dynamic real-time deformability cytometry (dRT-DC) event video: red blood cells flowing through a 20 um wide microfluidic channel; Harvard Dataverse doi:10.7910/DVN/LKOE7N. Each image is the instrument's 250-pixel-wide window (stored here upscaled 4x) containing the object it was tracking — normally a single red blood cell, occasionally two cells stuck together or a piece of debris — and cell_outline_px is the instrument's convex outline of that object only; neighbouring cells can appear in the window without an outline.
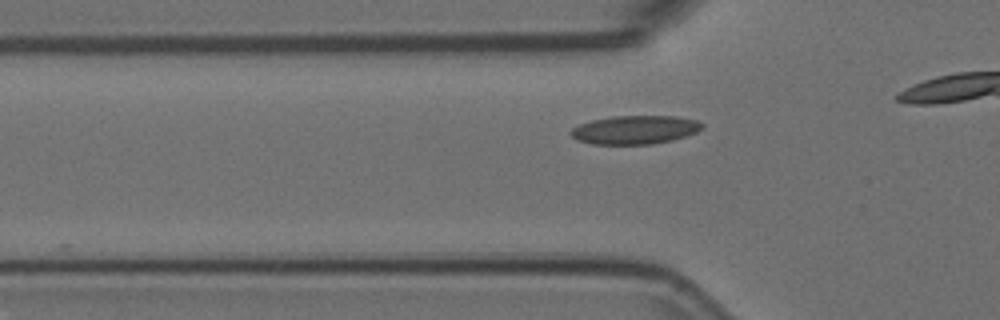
{"species": "Egyptian fruit bat (a non-hibernating species)", "species_latin": "Rousettus aegyptiacus", "temperature_condition": "room temperature", "stored_images_in_passage": 12, "camera_frame_rate_fps": 3000, "um_per_image_px": 0.085, "animal": {"sex": "female"}, "frame": {"image": 1, "passage_image": 7, "time_ms": 2.0, "image_size_px": [1000, 320], "cell_outline_px": [[704, 128], [696, 132], [672, 140], [652, 144], [592, 144], [576, 140], [568, 132], [572, 128], [580, 124], [592, 120], [612, 116], [676, 116], [696, 120], [704, 124]], "centroid_in_image_um": [53.96, 11.03], "position_along_channel_um": 71.8, "area_um2": 21.91}}
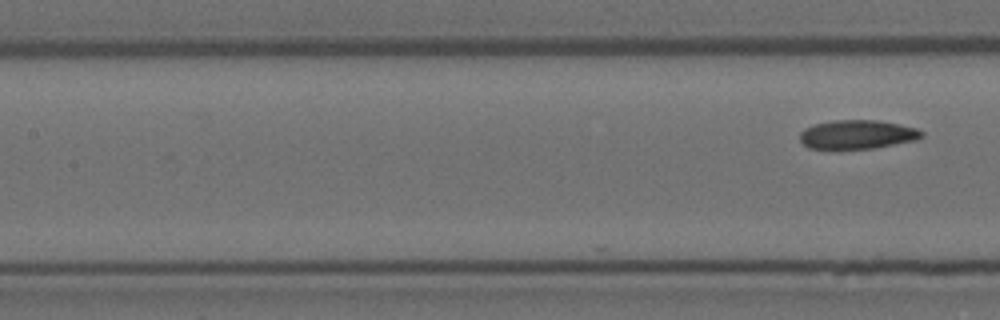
{"frame": {"image": 2, "passage_image": 12, "time_ms": 3.667, "image_size_px": [1000, 320], "cell_outline_px": [[924, 136], [916, 140], [872, 148], [808, 148], [800, 140], [800, 132], [804, 128], [816, 124], [836, 120], [876, 120], [916, 128], [924, 132]], "centroid_in_image_um": [72.87, 11.42], "position_along_channel_um": 134.5, "area_um2": 20.17}}